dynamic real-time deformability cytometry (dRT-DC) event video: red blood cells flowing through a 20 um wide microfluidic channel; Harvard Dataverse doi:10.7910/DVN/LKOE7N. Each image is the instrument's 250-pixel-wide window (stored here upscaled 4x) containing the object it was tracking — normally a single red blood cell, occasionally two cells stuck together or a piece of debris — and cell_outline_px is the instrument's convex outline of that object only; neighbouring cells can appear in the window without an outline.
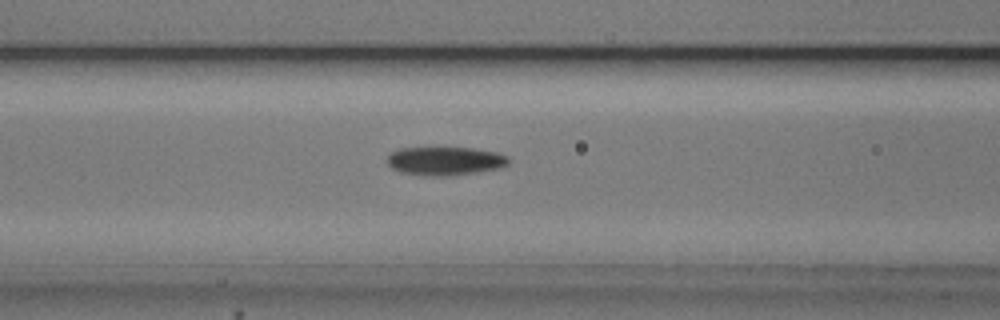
{"species": "common noctule bat (a hibernating species)", "species_latin": "Nyctalus noctula", "temperature_condition": "cold", "stored_images_in_passage": 54, "camera_frame_rate_fps": 3000, "um_per_image_px": 0.085, "animal": {"sex": "male", "body_mass_g": 20.5, "forearm_length_mm": 52.5}, "frame": {"image": 1, "passage_image": 22, "time_ms": 7.0, "image_size_px": [1000, 320], "cell_outline_px": [[508, 164], [500, 168], [476, 172], [448, 176], [424, 176], [400, 172], [392, 168], [388, 164], [388, 156], [392, 152], [400, 148], [472, 148], [496, 152], [508, 156]], "centroid_in_image_um": [37.83, 13.69], "position_along_channel_um": 128.8, "area_um2": 20.11}}
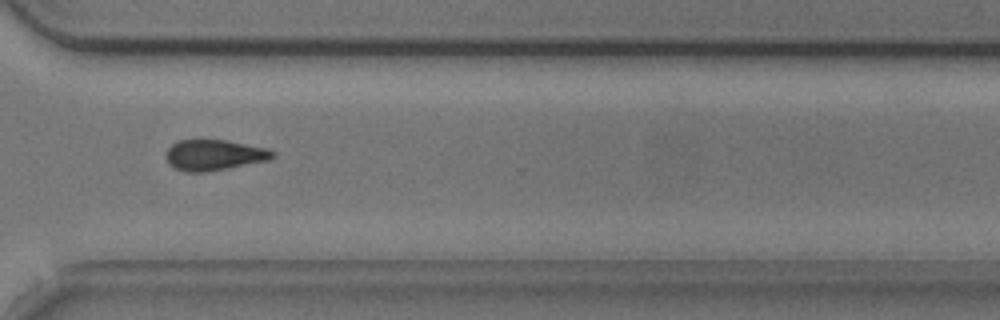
{"frame": {"image": 2, "passage_image": 40, "time_ms": 13.0, "image_size_px": [1000, 320], "cell_outline_px": [[276, 156], [268, 160], [208, 172], [184, 172], [168, 164], [164, 156], [168, 148], [172, 144], [180, 140], [200, 136], [224, 140], [264, 148], [276, 152]], "centroid_in_image_um": [18.12, 13.14], "position_along_channel_um": 352.5, "area_um2": 19.65}}
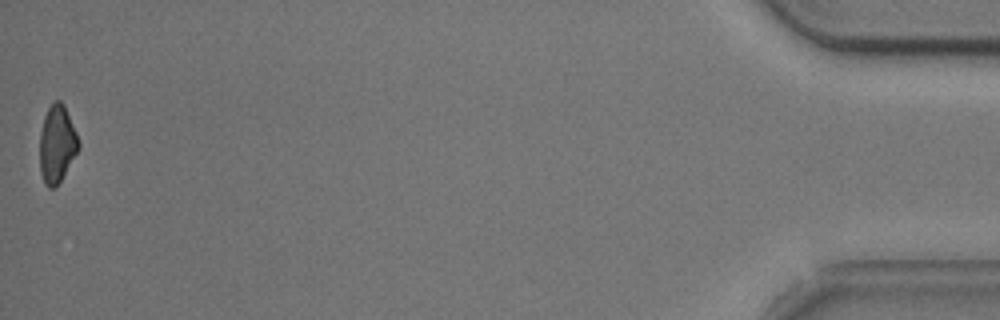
{"frame": {"image": 3, "passage_image": 54, "time_ms": 17.667, "image_size_px": [1000, 320], "cell_outline_px": [[80, 148], [56, 188], [48, 188], [44, 184], [40, 172], [40, 132], [44, 116], [48, 108], [56, 100], [60, 100], [64, 104], [76, 132], [80, 144]], "centroid_in_image_um": [4.84, 12.27], "position_along_channel_um": 430.4, "area_um2": 17.63}, "authors_computed_cell_mechanics": {"area_um2": 19.4497, "velocity_mm_per_s": 3.7279, "shape_relaxation_time_tau1_ms": 3.354, "shape_relaxation_time_tau2_ms": null, "deformation_change_tau1": 0.1003, "deformation_change_tau2": null}}